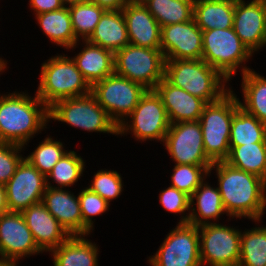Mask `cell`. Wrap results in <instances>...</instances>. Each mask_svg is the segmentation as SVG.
Listing matches in <instances>:
<instances>
[{
  "label": "cell",
  "mask_w": 266,
  "mask_h": 266,
  "mask_svg": "<svg viewBox=\"0 0 266 266\" xmlns=\"http://www.w3.org/2000/svg\"><path fill=\"white\" fill-rule=\"evenodd\" d=\"M218 190L227 216L247 217L259 223L266 208V181L257 175L230 166L225 161L214 162Z\"/></svg>",
  "instance_id": "obj_1"
},
{
  "label": "cell",
  "mask_w": 266,
  "mask_h": 266,
  "mask_svg": "<svg viewBox=\"0 0 266 266\" xmlns=\"http://www.w3.org/2000/svg\"><path fill=\"white\" fill-rule=\"evenodd\" d=\"M49 108L25 92L0 95V141L20 146L47 126Z\"/></svg>",
  "instance_id": "obj_2"
},
{
  "label": "cell",
  "mask_w": 266,
  "mask_h": 266,
  "mask_svg": "<svg viewBox=\"0 0 266 266\" xmlns=\"http://www.w3.org/2000/svg\"><path fill=\"white\" fill-rule=\"evenodd\" d=\"M165 78L206 103L218 101L230 90L225 85L228 80L202 59L166 60Z\"/></svg>",
  "instance_id": "obj_3"
},
{
  "label": "cell",
  "mask_w": 266,
  "mask_h": 266,
  "mask_svg": "<svg viewBox=\"0 0 266 266\" xmlns=\"http://www.w3.org/2000/svg\"><path fill=\"white\" fill-rule=\"evenodd\" d=\"M40 83L36 95L49 108L56 101L91 93V86L72 58L55 55L41 66Z\"/></svg>",
  "instance_id": "obj_4"
},
{
  "label": "cell",
  "mask_w": 266,
  "mask_h": 266,
  "mask_svg": "<svg viewBox=\"0 0 266 266\" xmlns=\"http://www.w3.org/2000/svg\"><path fill=\"white\" fill-rule=\"evenodd\" d=\"M237 95L230 90L218 101L207 103L199 119L204 150L214 163L225 161L230 153V129L235 111L239 108Z\"/></svg>",
  "instance_id": "obj_5"
},
{
  "label": "cell",
  "mask_w": 266,
  "mask_h": 266,
  "mask_svg": "<svg viewBox=\"0 0 266 266\" xmlns=\"http://www.w3.org/2000/svg\"><path fill=\"white\" fill-rule=\"evenodd\" d=\"M202 60L216 69L226 80L236 75L237 68L242 66V75L250 70L245 66L252 53L242 43L233 27L202 31Z\"/></svg>",
  "instance_id": "obj_6"
},
{
  "label": "cell",
  "mask_w": 266,
  "mask_h": 266,
  "mask_svg": "<svg viewBox=\"0 0 266 266\" xmlns=\"http://www.w3.org/2000/svg\"><path fill=\"white\" fill-rule=\"evenodd\" d=\"M65 122L89 132L118 135V126L92 93L56 101L49 107V120Z\"/></svg>",
  "instance_id": "obj_7"
},
{
  "label": "cell",
  "mask_w": 266,
  "mask_h": 266,
  "mask_svg": "<svg viewBox=\"0 0 266 266\" xmlns=\"http://www.w3.org/2000/svg\"><path fill=\"white\" fill-rule=\"evenodd\" d=\"M165 62L161 49L127 44L114 54V73L154 90L165 77Z\"/></svg>",
  "instance_id": "obj_8"
},
{
  "label": "cell",
  "mask_w": 266,
  "mask_h": 266,
  "mask_svg": "<svg viewBox=\"0 0 266 266\" xmlns=\"http://www.w3.org/2000/svg\"><path fill=\"white\" fill-rule=\"evenodd\" d=\"M170 124L166 109L157 92L147 90L134 110L127 116L126 121L118 126V135H126L131 131L136 140L164 142Z\"/></svg>",
  "instance_id": "obj_9"
},
{
  "label": "cell",
  "mask_w": 266,
  "mask_h": 266,
  "mask_svg": "<svg viewBox=\"0 0 266 266\" xmlns=\"http://www.w3.org/2000/svg\"><path fill=\"white\" fill-rule=\"evenodd\" d=\"M146 91L142 85L115 73L91 87V93L117 126L125 121Z\"/></svg>",
  "instance_id": "obj_10"
},
{
  "label": "cell",
  "mask_w": 266,
  "mask_h": 266,
  "mask_svg": "<svg viewBox=\"0 0 266 266\" xmlns=\"http://www.w3.org/2000/svg\"><path fill=\"white\" fill-rule=\"evenodd\" d=\"M202 266H238L241 231L218 223L198 227Z\"/></svg>",
  "instance_id": "obj_11"
},
{
  "label": "cell",
  "mask_w": 266,
  "mask_h": 266,
  "mask_svg": "<svg viewBox=\"0 0 266 266\" xmlns=\"http://www.w3.org/2000/svg\"><path fill=\"white\" fill-rule=\"evenodd\" d=\"M148 263L151 266H202L198 227L178 223Z\"/></svg>",
  "instance_id": "obj_12"
},
{
  "label": "cell",
  "mask_w": 266,
  "mask_h": 266,
  "mask_svg": "<svg viewBox=\"0 0 266 266\" xmlns=\"http://www.w3.org/2000/svg\"><path fill=\"white\" fill-rule=\"evenodd\" d=\"M163 143L175 164L213 165L205 154L199 121L170 124Z\"/></svg>",
  "instance_id": "obj_13"
},
{
  "label": "cell",
  "mask_w": 266,
  "mask_h": 266,
  "mask_svg": "<svg viewBox=\"0 0 266 266\" xmlns=\"http://www.w3.org/2000/svg\"><path fill=\"white\" fill-rule=\"evenodd\" d=\"M42 252L21 212L0 214V264L17 266L22 257Z\"/></svg>",
  "instance_id": "obj_14"
},
{
  "label": "cell",
  "mask_w": 266,
  "mask_h": 266,
  "mask_svg": "<svg viewBox=\"0 0 266 266\" xmlns=\"http://www.w3.org/2000/svg\"><path fill=\"white\" fill-rule=\"evenodd\" d=\"M5 187L9 212H22L42 202L47 178L24 158Z\"/></svg>",
  "instance_id": "obj_15"
},
{
  "label": "cell",
  "mask_w": 266,
  "mask_h": 266,
  "mask_svg": "<svg viewBox=\"0 0 266 266\" xmlns=\"http://www.w3.org/2000/svg\"><path fill=\"white\" fill-rule=\"evenodd\" d=\"M166 60L202 59V30L194 19L161 27V45Z\"/></svg>",
  "instance_id": "obj_16"
},
{
  "label": "cell",
  "mask_w": 266,
  "mask_h": 266,
  "mask_svg": "<svg viewBox=\"0 0 266 266\" xmlns=\"http://www.w3.org/2000/svg\"><path fill=\"white\" fill-rule=\"evenodd\" d=\"M233 29L254 54L266 46V3L259 0H235Z\"/></svg>",
  "instance_id": "obj_17"
},
{
  "label": "cell",
  "mask_w": 266,
  "mask_h": 266,
  "mask_svg": "<svg viewBox=\"0 0 266 266\" xmlns=\"http://www.w3.org/2000/svg\"><path fill=\"white\" fill-rule=\"evenodd\" d=\"M154 90L161 98L171 124L199 121L207 104L201 98L174 86L165 77L157 84Z\"/></svg>",
  "instance_id": "obj_18"
},
{
  "label": "cell",
  "mask_w": 266,
  "mask_h": 266,
  "mask_svg": "<svg viewBox=\"0 0 266 266\" xmlns=\"http://www.w3.org/2000/svg\"><path fill=\"white\" fill-rule=\"evenodd\" d=\"M37 246L49 252L65 242L70 235L40 202L21 212Z\"/></svg>",
  "instance_id": "obj_19"
},
{
  "label": "cell",
  "mask_w": 266,
  "mask_h": 266,
  "mask_svg": "<svg viewBox=\"0 0 266 266\" xmlns=\"http://www.w3.org/2000/svg\"><path fill=\"white\" fill-rule=\"evenodd\" d=\"M42 203L70 236H83V219L78 196L62 188H46Z\"/></svg>",
  "instance_id": "obj_20"
},
{
  "label": "cell",
  "mask_w": 266,
  "mask_h": 266,
  "mask_svg": "<svg viewBox=\"0 0 266 266\" xmlns=\"http://www.w3.org/2000/svg\"><path fill=\"white\" fill-rule=\"evenodd\" d=\"M122 12L129 44L160 49L161 27L145 5L127 3Z\"/></svg>",
  "instance_id": "obj_21"
},
{
  "label": "cell",
  "mask_w": 266,
  "mask_h": 266,
  "mask_svg": "<svg viewBox=\"0 0 266 266\" xmlns=\"http://www.w3.org/2000/svg\"><path fill=\"white\" fill-rule=\"evenodd\" d=\"M84 49L71 57L77 69L92 87L95 83L114 74V53L100 46L82 40Z\"/></svg>",
  "instance_id": "obj_22"
},
{
  "label": "cell",
  "mask_w": 266,
  "mask_h": 266,
  "mask_svg": "<svg viewBox=\"0 0 266 266\" xmlns=\"http://www.w3.org/2000/svg\"><path fill=\"white\" fill-rule=\"evenodd\" d=\"M87 41L114 54L129 44L122 10H106Z\"/></svg>",
  "instance_id": "obj_23"
},
{
  "label": "cell",
  "mask_w": 266,
  "mask_h": 266,
  "mask_svg": "<svg viewBox=\"0 0 266 266\" xmlns=\"http://www.w3.org/2000/svg\"><path fill=\"white\" fill-rule=\"evenodd\" d=\"M86 235L70 236L50 252L54 266H98V246L85 238Z\"/></svg>",
  "instance_id": "obj_24"
},
{
  "label": "cell",
  "mask_w": 266,
  "mask_h": 266,
  "mask_svg": "<svg viewBox=\"0 0 266 266\" xmlns=\"http://www.w3.org/2000/svg\"><path fill=\"white\" fill-rule=\"evenodd\" d=\"M208 184L203 181L190 196L191 213H189L188 223L197 227L210 224L211 220L215 221L220 215L226 214L218 187L214 188Z\"/></svg>",
  "instance_id": "obj_25"
},
{
  "label": "cell",
  "mask_w": 266,
  "mask_h": 266,
  "mask_svg": "<svg viewBox=\"0 0 266 266\" xmlns=\"http://www.w3.org/2000/svg\"><path fill=\"white\" fill-rule=\"evenodd\" d=\"M235 0H195L193 19L202 30L233 27Z\"/></svg>",
  "instance_id": "obj_26"
},
{
  "label": "cell",
  "mask_w": 266,
  "mask_h": 266,
  "mask_svg": "<svg viewBox=\"0 0 266 266\" xmlns=\"http://www.w3.org/2000/svg\"><path fill=\"white\" fill-rule=\"evenodd\" d=\"M35 17L44 34L58 46L73 49L79 43L72 29L68 7L37 14Z\"/></svg>",
  "instance_id": "obj_27"
},
{
  "label": "cell",
  "mask_w": 266,
  "mask_h": 266,
  "mask_svg": "<svg viewBox=\"0 0 266 266\" xmlns=\"http://www.w3.org/2000/svg\"><path fill=\"white\" fill-rule=\"evenodd\" d=\"M225 162L266 181V142L230 146V153Z\"/></svg>",
  "instance_id": "obj_28"
},
{
  "label": "cell",
  "mask_w": 266,
  "mask_h": 266,
  "mask_svg": "<svg viewBox=\"0 0 266 266\" xmlns=\"http://www.w3.org/2000/svg\"><path fill=\"white\" fill-rule=\"evenodd\" d=\"M241 86L244 103L238 98L239 106L266 124V78L250 69L242 75Z\"/></svg>",
  "instance_id": "obj_29"
},
{
  "label": "cell",
  "mask_w": 266,
  "mask_h": 266,
  "mask_svg": "<svg viewBox=\"0 0 266 266\" xmlns=\"http://www.w3.org/2000/svg\"><path fill=\"white\" fill-rule=\"evenodd\" d=\"M230 146L266 142V124L239 107L232 118Z\"/></svg>",
  "instance_id": "obj_30"
},
{
  "label": "cell",
  "mask_w": 266,
  "mask_h": 266,
  "mask_svg": "<svg viewBox=\"0 0 266 266\" xmlns=\"http://www.w3.org/2000/svg\"><path fill=\"white\" fill-rule=\"evenodd\" d=\"M195 0H150L145 4L160 27L193 19Z\"/></svg>",
  "instance_id": "obj_31"
},
{
  "label": "cell",
  "mask_w": 266,
  "mask_h": 266,
  "mask_svg": "<svg viewBox=\"0 0 266 266\" xmlns=\"http://www.w3.org/2000/svg\"><path fill=\"white\" fill-rule=\"evenodd\" d=\"M238 266H266V226L241 231Z\"/></svg>",
  "instance_id": "obj_32"
},
{
  "label": "cell",
  "mask_w": 266,
  "mask_h": 266,
  "mask_svg": "<svg viewBox=\"0 0 266 266\" xmlns=\"http://www.w3.org/2000/svg\"><path fill=\"white\" fill-rule=\"evenodd\" d=\"M72 29L75 37L80 40H87L94 32L96 25L106 11L94 2L86 0L68 7Z\"/></svg>",
  "instance_id": "obj_33"
},
{
  "label": "cell",
  "mask_w": 266,
  "mask_h": 266,
  "mask_svg": "<svg viewBox=\"0 0 266 266\" xmlns=\"http://www.w3.org/2000/svg\"><path fill=\"white\" fill-rule=\"evenodd\" d=\"M85 162L75 151L67 152L54 166L52 171L46 176L47 186L54 188H63L72 186L77 182L84 171ZM50 178V179H49ZM57 183V186L51 185L49 180Z\"/></svg>",
  "instance_id": "obj_34"
},
{
  "label": "cell",
  "mask_w": 266,
  "mask_h": 266,
  "mask_svg": "<svg viewBox=\"0 0 266 266\" xmlns=\"http://www.w3.org/2000/svg\"><path fill=\"white\" fill-rule=\"evenodd\" d=\"M60 141L53 140L51 136L40 142L36 149L25 159L47 176L53 166L68 152Z\"/></svg>",
  "instance_id": "obj_35"
},
{
  "label": "cell",
  "mask_w": 266,
  "mask_h": 266,
  "mask_svg": "<svg viewBox=\"0 0 266 266\" xmlns=\"http://www.w3.org/2000/svg\"><path fill=\"white\" fill-rule=\"evenodd\" d=\"M212 165L176 164L171 175V186L191 196L209 176Z\"/></svg>",
  "instance_id": "obj_36"
},
{
  "label": "cell",
  "mask_w": 266,
  "mask_h": 266,
  "mask_svg": "<svg viewBox=\"0 0 266 266\" xmlns=\"http://www.w3.org/2000/svg\"><path fill=\"white\" fill-rule=\"evenodd\" d=\"M91 183L87 188L97 193L108 203L118 198L123 191L122 177L114 170L101 169L97 171Z\"/></svg>",
  "instance_id": "obj_37"
},
{
  "label": "cell",
  "mask_w": 266,
  "mask_h": 266,
  "mask_svg": "<svg viewBox=\"0 0 266 266\" xmlns=\"http://www.w3.org/2000/svg\"><path fill=\"white\" fill-rule=\"evenodd\" d=\"M78 198L83 219V235L87 236L94 229L93 216L105 213L109 209L110 203L88 188L81 190Z\"/></svg>",
  "instance_id": "obj_38"
},
{
  "label": "cell",
  "mask_w": 266,
  "mask_h": 266,
  "mask_svg": "<svg viewBox=\"0 0 266 266\" xmlns=\"http://www.w3.org/2000/svg\"><path fill=\"white\" fill-rule=\"evenodd\" d=\"M159 202L166 211L171 213L182 214L178 223H188L190 213V196L178 190L175 187L169 186L162 190L159 194ZM188 211L189 213L185 212Z\"/></svg>",
  "instance_id": "obj_39"
},
{
  "label": "cell",
  "mask_w": 266,
  "mask_h": 266,
  "mask_svg": "<svg viewBox=\"0 0 266 266\" xmlns=\"http://www.w3.org/2000/svg\"><path fill=\"white\" fill-rule=\"evenodd\" d=\"M22 149L23 146L0 141V184L5 185L15 174L16 168L24 159L19 154Z\"/></svg>",
  "instance_id": "obj_40"
},
{
  "label": "cell",
  "mask_w": 266,
  "mask_h": 266,
  "mask_svg": "<svg viewBox=\"0 0 266 266\" xmlns=\"http://www.w3.org/2000/svg\"><path fill=\"white\" fill-rule=\"evenodd\" d=\"M29 6L34 10L35 15L54 10L61 9L64 7L61 0H29Z\"/></svg>",
  "instance_id": "obj_41"
},
{
  "label": "cell",
  "mask_w": 266,
  "mask_h": 266,
  "mask_svg": "<svg viewBox=\"0 0 266 266\" xmlns=\"http://www.w3.org/2000/svg\"><path fill=\"white\" fill-rule=\"evenodd\" d=\"M106 10H122L127 4V0H89Z\"/></svg>",
  "instance_id": "obj_42"
},
{
  "label": "cell",
  "mask_w": 266,
  "mask_h": 266,
  "mask_svg": "<svg viewBox=\"0 0 266 266\" xmlns=\"http://www.w3.org/2000/svg\"><path fill=\"white\" fill-rule=\"evenodd\" d=\"M9 212L7 204L6 187L0 184V214Z\"/></svg>",
  "instance_id": "obj_43"
},
{
  "label": "cell",
  "mask_w": 266,
  "mask_h": 266,
  "mask_svg": "<svg viewBox=\"0 0 266 266\" xmlns=\"http://www.w3.org/2000/svg\"><path fill=\"white\" fill-rule=\"evenodd\" d=\"M86 0H61L62 5L65 7H70L72 5H76L78 3L85 2ZM67 4V5H65Z\"/></svg>",
  "instance_id": "obj_44"
},
{
  "label": "cell",
  "mask_w": 266,
  "mask_h": 266,
  "mask_svg": "<svg viewBox=\"0 0 266 266\" xmlns=\"http://www.w3.org/2000/svg\"><path fill=\"white\" fill-rule=\"evenodd\" d=\"M150 0H127V3L137 4V5H145Z\"/></svg>",
  "instance_id": "obj_45"
},
{
  "label": "cell",
  "mask_w": 266,
  "mask_h": 266,
  "mask_svg": "<svg viewBox=\"0 0 266 266\" xmlns=\"http://www.w3.org/2000/svg\"><path fill=\"white\" fill-rule=\"evenodd\" d=\"M7 61L0 58V73L4 71V69H7Z\"/></svg>",
  "instance_id": "obj_46"
},
{
  "label": "cell",
  "mask_w": 266,
  "mask_h": 266,
  "mask_svg": "<svg viewBox=\"0 0 266 266\" xmlns=\"http://www.w3.org/2000/svg\"><path fill=\"white\" fill-rule=\"evenodd\" d=\"M0 266H15V265H9V264H0Z\"/></svg>",
  "instance_id": "obj_47"
}]
</instances>
